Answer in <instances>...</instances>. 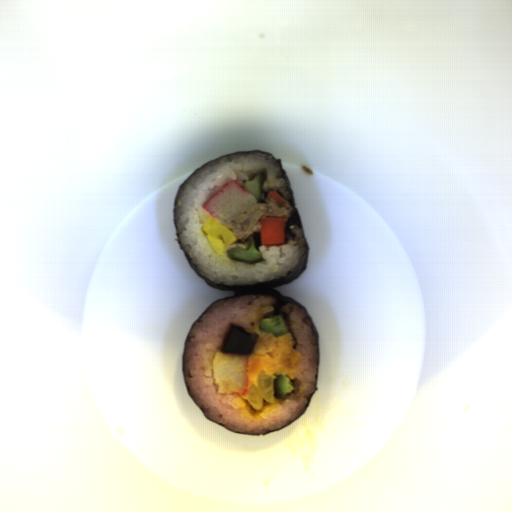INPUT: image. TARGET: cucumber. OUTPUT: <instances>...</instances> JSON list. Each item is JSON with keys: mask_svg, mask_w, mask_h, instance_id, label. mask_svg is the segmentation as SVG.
I'll return each mask as SVG.
<instances>
[{"mask_svg": "<svg viewBox=\"0 0 512 512\" xmlns=\"http://www.w3.org/2000/svg\"><path fill=\"white\" fill-rule=\"evenodd\" d=\"M257 325L262 333H272L275 337H280L288 331L286 322L281 315L263 318Z\"/></svg>", "mask_w": 512, "mask_h": 512, "instance_id": "obj_2", "label": "cucumber"}, {"mask_svg": "<svg viewBox=\"0 0 512 512\" xmlns=\"http://www.w3.org/2000/svg\"><path fill=\"white\" fill-rule=\"evenodd\" d=\"M292 391H294L292 379L286 374L278 375L274 381V397L284 400L286 395Z\"/></svg>", "mask_w": 512, "mask_h": 512, "instance_id": "obj_3", "label": "cucumber"}, {"mask_svg": "<svg viewBox=\"0 0 512 512\" xmlns=\"http://www.w3.org/2000/svg\"><path fill=\"white\" fill-rule=\"evenodd\" d=\"M261 234L260 229L258 232L249 237L247 247H235L227 249L226 253L233 261L243 264H257L261 263Z\"/></svg>", "mask_w": 512, "mask_h": 512, "instance_id": "obj_1", "label": "cucumber"}, {"mask_svg": "<svg viewBox=\"0 0 512 512\" xmlns=\"http://www.w3.org/2000/svg\"><path fill=\"white\" fill-rule=\"evenodd\" d=\"M264 177L262 173H259L256 177L251 178L248 182H246L243 186L245 190H247L252 196H254L259 203L262 195Z\"/></svg>", "mask_w": 512, "mask_h": 512, "instance_id": "obj_4", "label": "cucumber"}]
</instances>
